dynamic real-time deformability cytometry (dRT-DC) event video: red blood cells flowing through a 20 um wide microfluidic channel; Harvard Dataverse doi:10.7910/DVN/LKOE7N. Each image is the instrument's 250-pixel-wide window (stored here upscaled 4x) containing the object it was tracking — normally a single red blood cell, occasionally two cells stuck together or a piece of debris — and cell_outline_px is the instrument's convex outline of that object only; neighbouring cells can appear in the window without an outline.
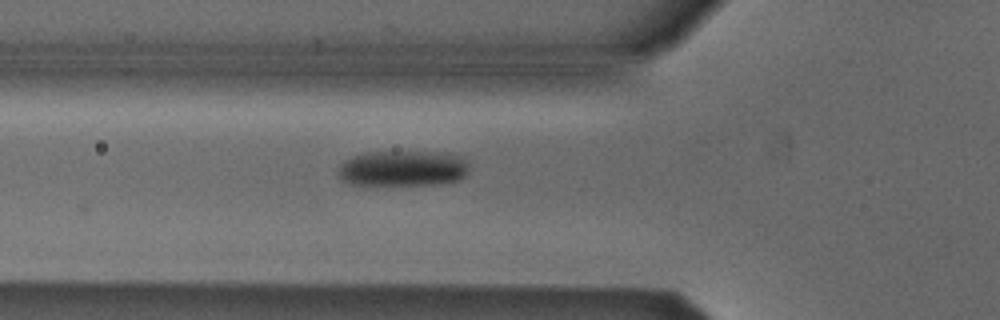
{"species": "Egyptian fruit bat (a non-hibernating species)", "species_latin": "Rousettus aegyptiacus", "temperature_condition": "cold", "stored_images_in_passage": 2, "camera_frame_rate_fps": 3000, "um_per_image_px": 0.085, "animal": {"sex": "male"}, "frame": {"image": 1, "passage_image": 2, "time_ms": 0.333, "image_size_px": [1000, 320], "cell_outline_px": [[468, 172], [460, 180], [440, 184], [360, 188], [348, 184], [340, 180], [336, 172], [340, 164], [344, 160], [352, 156], [364, 152], [448, 152], [460, 156], [468, 160]], "centroid_in_image_um": [34.16, 14.37], "position_along_channel_um": 91.6, "area_um2": 28.96}}